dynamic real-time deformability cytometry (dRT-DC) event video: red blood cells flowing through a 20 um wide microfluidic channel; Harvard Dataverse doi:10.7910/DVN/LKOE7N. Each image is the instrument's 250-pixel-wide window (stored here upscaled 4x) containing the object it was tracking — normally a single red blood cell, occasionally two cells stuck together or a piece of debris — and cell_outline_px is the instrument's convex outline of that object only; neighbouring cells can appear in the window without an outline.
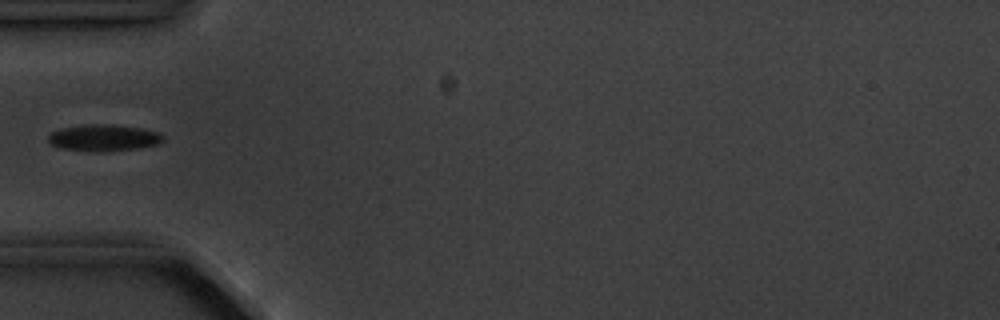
{"species": "common noctule bat (a hibernating species)", "species_latin": "Nyctalus noctula", "temperature_condition": "cold", "stored_images_in_passage": 3, "camera_frame_rate_fps": 3000, "um_per_image_px": 0.085, "animal": {"sex": "male", "body_mass_g": 20.1, "forearm_length_mm": 53.5}, "frame": {"image": 1, "passage_image": 2, "time_ms": 1.333, "image_size_px": [1000, 320], "cell_outline_px": [[164, 140], [160, 144], [140, 148], [108, 152], [92, 152], [60, 148], [52, 144], [48, 140], [48, 136], [52, 132], [60, 128], [88, 124], [112, 124], [140, 128], [160, 132], [164, 136]], "centroid_in_image_um": [8.86, 11.72], "position_along_channel_um": 76.1, "area_um2": 18.15}}